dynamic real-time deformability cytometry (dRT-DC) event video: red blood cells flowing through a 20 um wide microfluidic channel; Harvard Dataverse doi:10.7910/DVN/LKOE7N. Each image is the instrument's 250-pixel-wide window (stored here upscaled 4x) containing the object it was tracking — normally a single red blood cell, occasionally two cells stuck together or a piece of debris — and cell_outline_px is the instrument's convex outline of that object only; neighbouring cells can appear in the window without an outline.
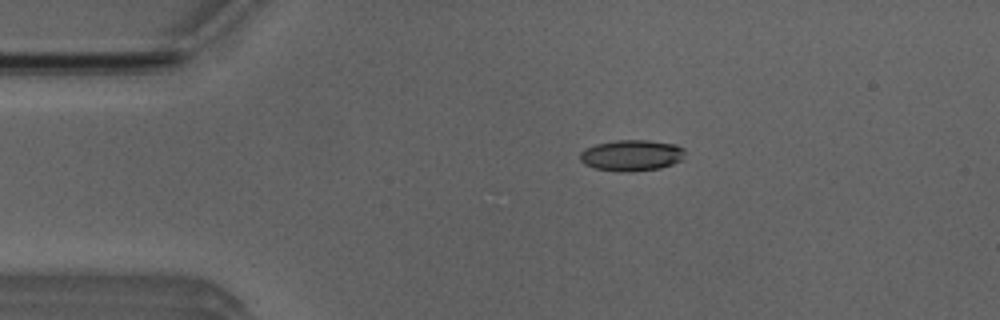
{"species": "Egyptian fruit bat (a non-hibernating species)", "species_latin": "Rousettus aegyptiacus", "temperature_condition": "room temperature", "stored_images_in_passage": 23, "camera_frame_rate_fps": 3000, "um_per_image_px": 0.085, "animal": {"sex": "male"}, "frame": {"image": 1, "passage_image": 3, "time_ms": 0.667, "image_size_px": [1000, 320], "cell_outline_px": [[684, 160], [660, 168], [628, 172], [616, 172], [596, 168], [584, 164], [580, 160], [580, 152], [584, 148], [596, 144], [616, 140], [648, 140], [676, 144], [684, 148]], "centroid_in_image_um": [53.69, 13.2], "position_along_channel_um": 31.3, "area_um2": 19.25}}
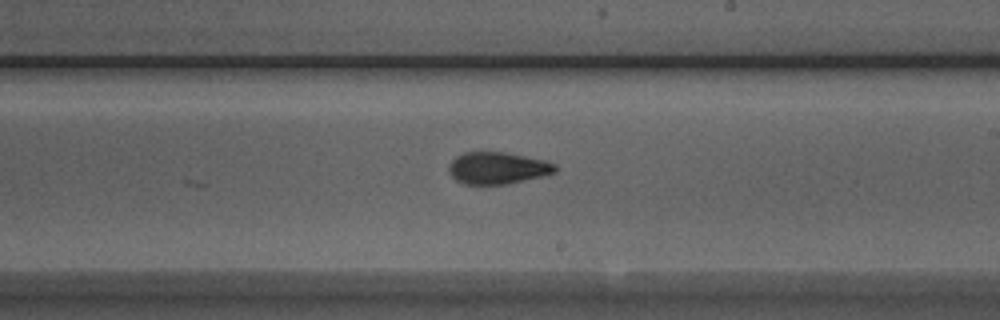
{"frame": {"image": 2, "passage_image": 23, "time_ms": 7.333, "image_size_px": [1000, 320], "cell_outline_px": [[556, 172], [544, 176], [504, 184], [464, 184], [456, 180], [448, 172], [448, 164], [456, 156], [464, 152], [504, 152], [544, 160], [556, 164]], "centroid_in_image_um": [42.27, 14.28], "position_along_channel_um": 246.7, "area_um2": 19.77}}